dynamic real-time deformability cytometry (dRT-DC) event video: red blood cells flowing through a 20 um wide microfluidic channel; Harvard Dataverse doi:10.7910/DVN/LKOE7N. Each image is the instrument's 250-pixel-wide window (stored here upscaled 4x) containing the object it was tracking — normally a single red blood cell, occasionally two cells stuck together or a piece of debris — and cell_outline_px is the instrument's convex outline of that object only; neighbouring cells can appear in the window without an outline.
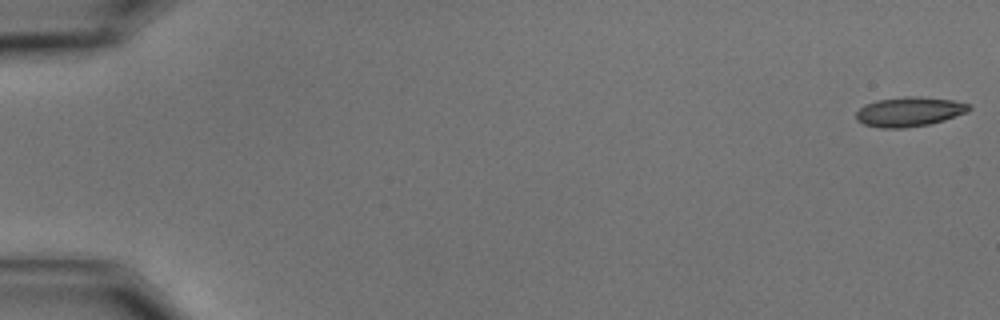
{"species": "common noctule bat (a hibernating species)", "species_latin": "Nyctalus noctula", "temperature_condition": "cold", "stored_images_in_passage": 9, "camera_frame_rate_fps": 3000, "um_per_image_px": 0.085, "animal": {"sex": "male", "body_mass_g": 15.6}, "frame": {"image": 1, "passage_image": 1, "time_ms": 0.0, "image_size_px": [1000, 320], "cell_outline_px": [[972, 108], [968, 112], [944, 120], [928, 124], [904, 128], [880, 128], [864, 124], [856, 120], [856, 112], [864, 104], [876, 100], [904, 96], [916, 96], [952, 100], [968, 104]], "centroid_in_image_um": [77.26, 9.49], "position_along_channel_um": 7.7, "area_um2": 19.48}}